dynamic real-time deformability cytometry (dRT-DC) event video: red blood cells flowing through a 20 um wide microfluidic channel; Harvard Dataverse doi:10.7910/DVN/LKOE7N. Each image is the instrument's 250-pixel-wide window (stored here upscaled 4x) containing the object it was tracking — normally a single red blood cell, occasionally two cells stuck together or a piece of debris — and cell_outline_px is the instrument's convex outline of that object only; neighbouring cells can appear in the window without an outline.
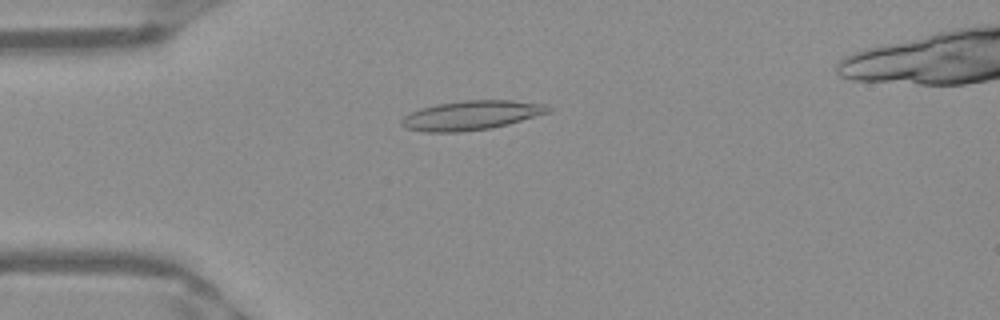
{"species": "Egyptian fruit bat (a non-hibernating species)", "species_latin": "Rousettus aegyptiacus", "temperature_condition": "warm", "stored_images_in_passage": 51, "camera_frame_rate_fps": 3000, "um_per_image_px": 0.085, "frame": {"image": 1, "passage_image": 13, "time_ms": 4.0, "image_size_px": [1000, 320], "cell_outline_px": [[552, 112], [508, 124], [492, 128], [460, 132], [424, 132], [408, 128], [400, 124], [400, 120], [404, 116], [420, 108], [436, 104], [464, 100], [512, 100], [548, 104], [552, 108]], "centroid_in_image_um": [40.11, 9.79], "position_along_channel_um": 44.9, "area_um2": 25.26}}
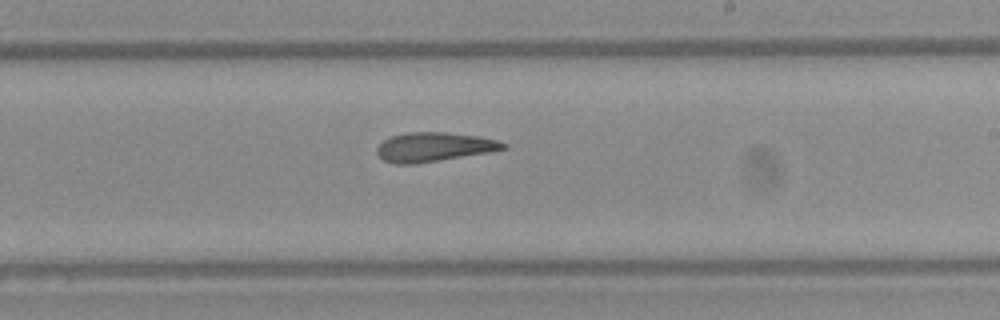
{"frame": {"image": 2, "passage_image": 30, "time_ms": 9.667, "image_size_px": [1000, 320], "cell_outline_px": [[508, 148], [492, 152], [416, 164], [396, 164], [384, 160], [376, 152], [376, 148], [384, 140], [392, 136], [408, 132], [444, 132], [480, 136], [500, 140], [508, 144]], "centroid_in_image_um": [36.96, 12.49], "position_along_channel_um": 252.0, "area_um2": 21.73}}
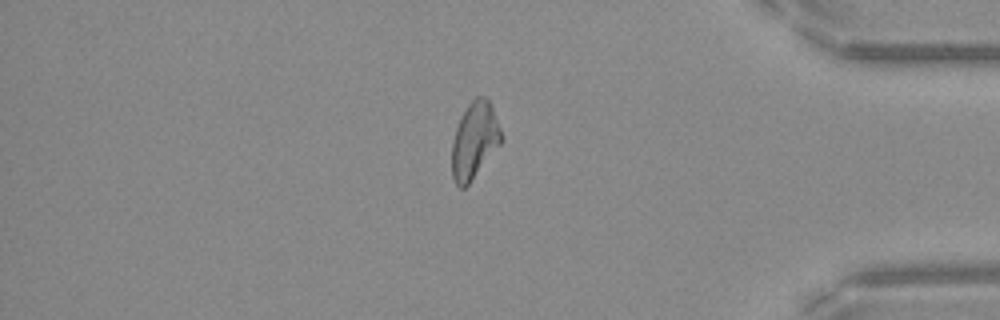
{"frame": {"image": 3, "passage_image": 43, "time_ms": 14.0, "image_size_px": [1000, 320], "cell_outline_px": [[500, 144], [468, 184], [464, 188], [460, 188], [456, 184], [452, 176], [452, 140], [456, 128], [468, 104], [476, 96], [484, 96], [492, 104], [500, 128]], "centroid_in_image_um": [40.31, 11.92], "position_along_channel_um": 394.9, "area_um2": 21.56}, "authors_computed_cell_mechanics": {"area_um2": 22.4264, "velocity_mm_per_s": 3.9717, "shape_relaxation_time_tau1_ms": null, "shape_relaxation_time_tau2_ms": 3.823, "deformation_change_tau1": null, "deformation_change_tau2": 0.1453}}